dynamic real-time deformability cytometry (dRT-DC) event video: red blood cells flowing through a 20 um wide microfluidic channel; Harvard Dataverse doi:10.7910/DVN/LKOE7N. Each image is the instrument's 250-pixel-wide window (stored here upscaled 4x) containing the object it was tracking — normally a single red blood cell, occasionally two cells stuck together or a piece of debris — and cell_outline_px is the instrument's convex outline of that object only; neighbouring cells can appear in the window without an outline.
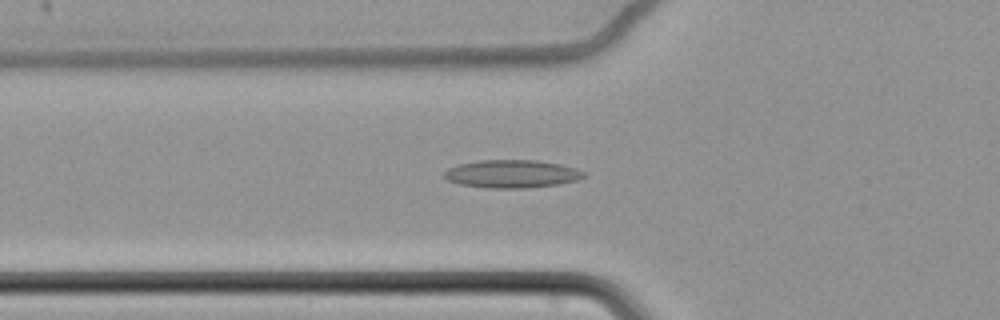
{"species": "common noctule bat (a hibernating species)", "species_latin": "Nyctalus noctula", "temperature_condition": "cold", "stored_images_in_passage": 63, "camera_frame_rate_fps": 3000, "um_per_image_px": 0.085, "animal": {"sex": "female", "body_mass_g": 22.7, "forearm_length_mm": 54.2}, "frame": {"image": 1, "passage_image": 25, "time_ms": 8.0, "image_size_px": [1000, 320], "cell_outline_px": [[588, 176], [576, 180], [556, 184], [528, 188], [488, 188], [460, 184], [448, 180], [444, 176], [444, 172], [448, 168], [460, 164], [480, 160], [536, 160], [560, 164], [576, 168], [584, 172]], "centroid_in_image_um": [43.52, 14.78], "position_along_channel_um": 82.3, "area_um2": 22.66}}
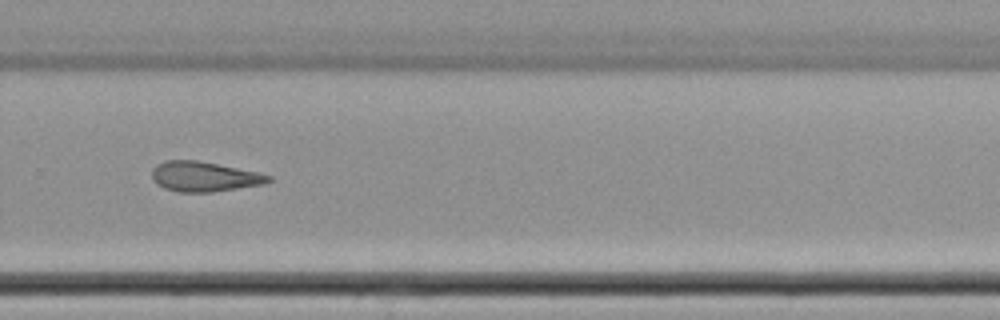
{"frame": {"image": 2, "passage_image": 45, "time_ms": 14.667, "image_size_px": [1000, 320], "cell_outline_px": [[272, 180], [264, 184], [212, 192], [180, 192], [164, 188], [156, 184], [152, 180], [152, 168], [156, 164], [164, 160], [196, 160], [256, 172], [272, 176]], "centroid_in_image_um": [17.3, 15.01], "position_along_channel_um": 312.5, "area_um2": 20.29}}
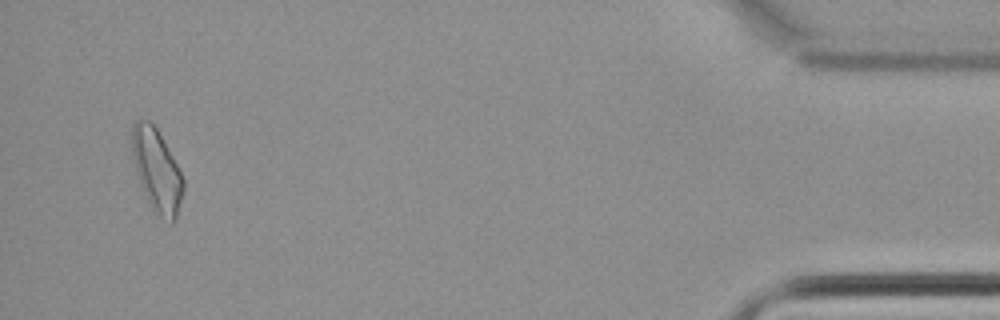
{"frame": {"image": 3, "passage_image": 61, "time_ms": 20.0, "image_size_px": [1000, 320], "cell_outline_px": [[184, 188], [176, 220], [172, 224], [160, 216], [152, 208], [140, 184], [132, 156], [132, 124], [136, 120], [148, 120], [156, 128], [172, 156], [184, 180]], "centroid_in_image_um": [13.33, 14.5], "position_along_channel_um": 421.9, "area_um2": 24.28}}